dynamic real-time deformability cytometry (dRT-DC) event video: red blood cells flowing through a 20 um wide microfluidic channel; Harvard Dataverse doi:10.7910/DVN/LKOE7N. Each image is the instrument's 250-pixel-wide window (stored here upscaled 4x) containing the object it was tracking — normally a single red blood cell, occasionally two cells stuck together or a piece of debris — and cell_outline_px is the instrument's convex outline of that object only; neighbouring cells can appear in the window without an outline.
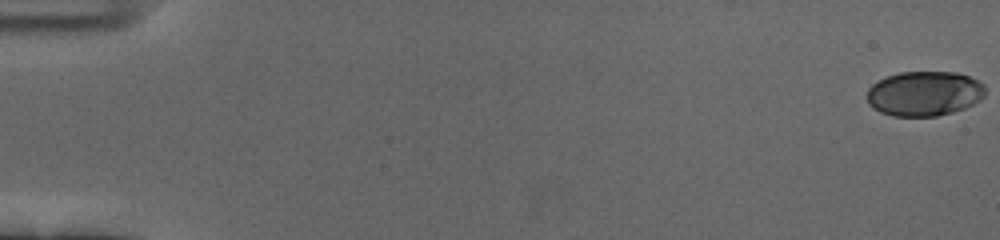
{"species": "human", "species_latin": "Homo sapiens", "temperature_condition": "cold", "stored_images_in_passage": 57, "camera_frame_rate_fps": 3000, "um_per_image_px": 0.085, "donor": {"sex": "female"}, "frame": {"image": 1, "passage_image": 1, "time_ms": 0.0, "image_size_px": [1000, 240], "cell_outline_px": [[984, 96], [980, 100], [964, 108], [952, 112], [936, 116], [892, 116], [880, 112], [872, 108], [868, 104], [868, 88], [872, 84], [884, 76], [900, 72], [956, 72], [968, 76], [984, 84]], "centroid_in_image_um": [78.53, 7.95], "position_along_channel_um": 6.5, "area_um2": 30.98}}
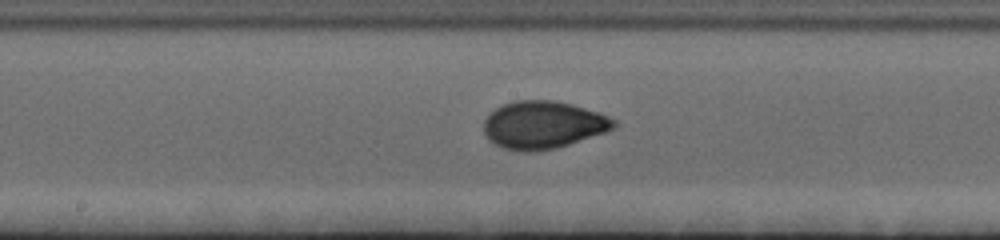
{"frame": {"image": 2, "passage_image": 31, "time_ms": 10.0, "image_size_px": [1000, 240], "cell_outline_px": [[616, 128], [556, 148], [528, 152], [524, 152], [504, 148], [488, 140], [484, 132], [484, 120], [500, 104], [516, 100], [552, 100], [572, 104], [600, 112], [616, 120]], "centroid_in_image_um": [46.16, 10.6], "position_along_channel_um": 202.0, "area_um2": 36.07}}
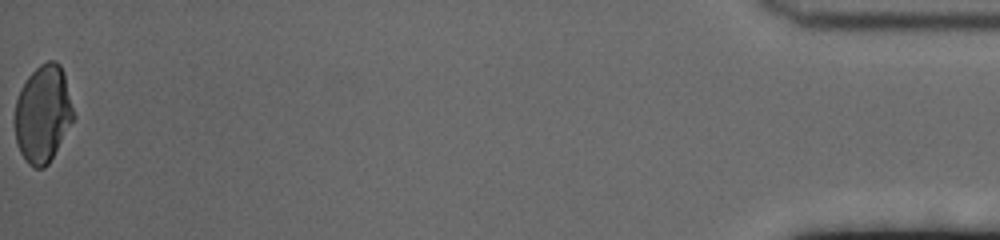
{"frame": {"image": 3, "passage_image": 57, "time_ms": 18.667, "image_size_px": [1000, 240], "cell_outline_px": [[76, 116], [48, 164], [44, 168], [36, 168], [28, 164], [24, 160], [16, 144], [16, 100], [20, 88], [28, 76], [40, 64], [48, 60], [56, 60], [60, 64], [64, 72]], "centroid_in_image_um": [3.67, 9.66], "position_along_channel_um": 431.5, "area_um2": 33.41}, "authors_computed_cell_mechanics": {"area_um2": 33.6974, "velocity_mm_per_s": 3.6851, "shape_relaxation_time_tau1_ms": 4.3151, "shape_relaxation_time_tau2_ms": 0.9599, "deformation_change_tau1": 0.1605, "deformation_change_tau2": 0.043}}